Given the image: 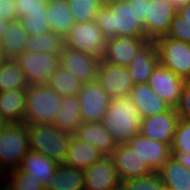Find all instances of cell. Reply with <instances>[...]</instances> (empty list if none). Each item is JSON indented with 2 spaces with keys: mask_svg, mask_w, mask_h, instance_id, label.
Here are the masks:
<instances>
[{
  "mask_svg": "<svg viewBox=\"0 0 190 190\" xmlns=\"http://www.w3.org/2000/svg\"><path fill=\"white\" fill-rule=\"evenodd\" d=\"M177 14L185 19V22L190 23V3L182 5L180 8H178Z\"/></svg>",
  "mask_w": 190,
  "mask_h": 190,
  "instance_id": "cell-45",
  "label": "cell"
},
{
  "mask_svg": "<svg viewBox=\"0 0 190 190\" xmlns=\"http://www.w3.org/2000/svg\"><path fill=\"white\" fill-rule=\"evenodd\" d=\"M111 158L121 181L144 177L153 173L128 144H120L112 152Z\"/></svg>",
  "mask_w": 190,
  "mask_h": 190,
  "instance_id": "cell-18",
  "label": "cell"
},
{
  "mask_svg": "<svg viewBox=\"0 0 190 190\" xmlns=\"http://www.w3.org/2000/svg\"><path fill=\"white\" fill-rule=\"evenodd\" d=\"M58 165L47 156L29 150L22 159L18 170L31 175L35 180L37 179L46 185L55 175Z\"/></svg>",
  "mask_w": 190,
  "mask_h": 190,
  "instance_id": "cell-21",
  "label": "cell"
},
{
  "mask_svg": "<svg viewBox=\"0 0 190 190\" xmlns=\"http://www.w3.org/2000/svg\"><path fill=\"white\" fill-rule=\"evenodd\" d=\"M81 124L82 115L78 95L63 96L62 107L56 114L52 125L57 127L61 132L68 133L72 136L76 134Z\"/></svg>",
  "mask_w": 190,
  "mask_h": 190,
  "instance_id": "cell-23",
  "label": "cell"
},
{
  "mask_svg": "<svg viewBox=\"0 0 190 190\" xmlns=\"http://www.w3.org/2000/svg\"><path fill=\"white\" fill-rule=\"evenodd\" d=\"M64 48V39L62 36L53 33L51 30L36 36L28 35L24 51L37 52L42 51L51 55H59Z\"/></svg>",
  "mask_w": 190,
  "mask_h": 190,
  "instance_id": "cell-31",
  "label": "cell"
},
{
  "mask_svg": "<svg viewBox=\"0 0 190 190\" xmlns=\"http://www.w3.org/2000/svg\"><path fill=\"white\" fill-rule=\"evenodd\" d=\"M95 22L107 39L145 37L143 23L126 0H114L110 4L102 5Z\"/></svg>",
  "mask_w": 190,
  "mask_h": 190,
  "instance_id": "cell-1",
  "label": "cell"
},
{
  "mask_svg": "<svg viewBox=\"0 0 190 190\" xmlns=\"http://www.w3.org/2000/svg\"><path fill=\"white\" fill-rule=\"evenodd\" d=\"M171 155L185 168L190 169V152L184 149H171Z\"/></svg>",
  "mask_w": 190,
  "mask_h": 190,
  "instance_id": "cell-43",
  "label": "cell"
},
{
  "mask_svg": "<svg viewBox=\"0 0 190 190\" xmlns=\"http://www.w3.org/2000/svg\"><path fill=\"white\" fill-rule=\"evenodd\" d=\"M169 190H190V169L185 168L173 156L157 172Z\"/></svg>",
  "mask_w": 190,
  "mask_h": 190,
  "instance_id": "cell-27",
  "label": "cell"
},
{
  "mask_svg": "<svg viewBox=\"0 0 190 190\" xmlns=\"http://www.w3.org/2000/svg\"><path fill=\"white\" fill-rule=\"evenodd\" d=\"M60 94L46 84L30 85L26 93L25 123L45 125L52 124L62 107Z\"/></svg>",
  "mask_w": 190,
  "mask_h": 190,
  "instance_id": "cell-3",
  "label": "cell"
},
{
  "mask_svg": "<svg viewBox=\"0 0 190 190\" xmlns=\"http://www.w3.org/2000/svg\"><path fill=\"white\" fill-rule=\"evenodd\" d=\"M132 102L137 105L142 118L154 116L171 108L158 96L149 86L148 83L135 84L130 92Z\"/></svg>",
  "mask_w": 190,
  "mask_h": 190,
  "instance_id": "cell-19",
  "label": "cell"
},
{
  "mask_svg": "<svg viewBox=\"0 0 190 190\" xmlns=\"http://www.w3.org/2000/svg\"><path fill=\"white\" fill-rule=\"evenodd\" d=\"M102 157L104 156L94 145L83 142L72 135L64 164L85 170Z\"/></svg>",
  "mask_w": 190,
  "mask_h": 190,
  "instance_id": "cell-24",
  "label": "cell"
},
{
  "mask_svg": "<svg viewBox=\"0 0 190 190\" xmlns=\"http://www.w3.org/2000/svg\"><path fill=\"white\" fill-rule=\"evenodd\" d=\"M158 63L156 46L153 42H149L127 66L134 85L148 83L153 69Z\"/></svg>",
  "mask_w": 190,
  "mask_h": 190,
  "instance_id": "cell-22",
  "label": "cell"
},
{
  "mask_svg": "<svg viewBox=\"0 0 190 190\" xmlns=\"http://www.w3.org/2000/svg\"><path fill=\"white\" fill-rule=\"evenodd\" d=\"M7 59H8V58H7V56L5 55V51H4L3 47H2V45L0 44V66H1L2 64H4Z\"/></svg>",
  "mask_w": 190,
  "mask_h": 190,
  "instance_id": "cell-49",
  "label": "cell"
},
{
  "mask_svg": "<svg viewBox=\"0 0 190 190\" xmlns=\"http://www.w3.org/2000/svg\"><path fill=\"white\" fill-rule=\"evenodd\" d=\"M114 190H123V189H122L121 186H120V187H118V188H116V189H114Z\"/></svg>",
  "mask_w": 190,
  "mask_h": 190,
  "instance_id": "cell-52",
  "label": "cell"
},
{
  "mask_svg": "<svg viewBox=\"0 0 190 190\" xmlns=\"http://www.w3.org/2000/svg\"><path fill=\"white\" fill-rule=\"evenodd\" d=\"M102 5H107L113 2L114 0H98Z\"/></svg>",
  "mask_w": 190,
  "mask_h": 190,
  "instance_id": "cell-50",
  "label": "cell"
},
{
  "mask_svg": "<svg viewBox=\"0 0 190 190\" xmlns=\"http://www.w3.org/2000/svg\"><path fill=\"white\" fill-rule=\"evenodd\" d=\"M166 37L190 43V23L185 22V19L176 14Z\"/></svg>",
  "mask_w": 190,
  "mask_h": 190,
  "instance_id": "cell-38",
  "label": "cell"
},
{
  "mask_svg": "<svg viewBox=\"0 0 190 190\" xmlns=\"http://www.w3.org/2000/svg\"><path fill=\"white\" fill-rule=\"evenodd\" d=\"M75 136L94 145L103 156H111L117 144L101 122H82Z\"/></svg>",
  "mask_w": 190,
  "mask_h": 190,
  "instance_id": "cell-20",
  "label": "cell"
},
{
  "mask_svg": "<svg viewBox=\"0 0 190 190\" xmlns=\"http://www.w3.org/2000/svg\"><path fill=\"white\" fill-rule=\"evenodd\" d=\"M184 83V79L159 63L153 69L148 81L150 88L172 109H175L179 103Z\"/></svg>",
  "mask_w": 190,
  "mask_h": 190,
  "instance_id": "cell-15",
  "label": "cell"
},
{
  "mask_svg": "<svg viewBox=\"0 0 190 190\" xmlns=\"http://www.w3.org/2000/svg\"><path fill=\"white\" fill-rule=\"evenodd\" d=\"M149 42L145 37H115L107 39L105 50L100 59L112 65L127 67Z\"/></svg>",
  "mask_w": 190,
  "mask_h": 190,
  "instance_id": "cell-10",
  "label": "cell"
},
{
  "mask_svg": "<svg viewBox=\"0 0 190 190\" xmlns=\"http://www.w3.org/2000/svg\"><path fill=\"white\" fill-rule=\"evenodd\" d=\"M10 180L18 186L20 190H45L39 180H35L34 177L27 173H22L18 169L9 171Z\"/></svg>",
  "mask_w": 190,
  "mask_h": 190,
  "instance_id": "cell-37",
  "label": "cell"
},
{
  "mask_svg": "<svg viewBox=\"0 0 190 190\" xmlns=\"http://www.w3.org/2000/svg\"><path fill=\"white\" fill-rule=\"evenodd\" d=\"M47 22L53 33L64 38L70 28L75 24L67 1L58 0L48 2Z\"/></svg>",
  "mask_w": 190,
  "mask_h": 190,
  "instance_id": "cell-28",
  "label": "cell"
},
{
  "mask_svg": "<svg viewBox=\"0 0 190 190\" xmlns=\"http://www.w3.org/2000/svg\"><path fill=\"white\" fill-rule=\"evenodd\" d=\"M96 81L111 100L130 94L134 86L126 66H116L100 61Z\"/></svg>",
  "mask_w": 190,
  "mask_h": 190,
  "instance_id": "cell-11",
  "label": "cell"
},
{
  "mask_svg": "<svg viewBox=\"0 0 190 190\" xmlns=\"http://www.w3.org/2000/svg\"><path fill=\"white\" fill-rule=\"evenodd\" d=\"M175 111L179 119L190 121V80H186L183 85L179 103Z\"/></svg>",
  "mask_w": 190,
  "mask_h": 190,
  "instance_id": "cell-40",
  "label": "cell"
},
{
  "mask_svg": "<svg viewBox=\"0 0 190 190\" xmlns=\"http://www.w3.org/2000/svg\"><path fill=\"white\" fill-rule=\"evenodd\" d=\"M15 60L21 66L29 86L45 84L59 65V55H51L42 51H23Z\"/></svg>",
  "mask_w": 190,
  "mask_h": 190,
  "instance_id": "cell-8",
  "label": "cell"
},
{
  "mask_svg": "<svg viewBox=\"0 0 190 190\" xmlns=\"http://www.w3.org/2000/svg\"><path fill=\"white\" fill-rule=\"evenodd\" d=\"M50 1H58V0H48V2H50ZM59 1H61V0H59ZM62 1H68V0H62Z\"/></svg>",
  "mask_w": 190,
  "mask_h": 190,
  "instance_id": "cell-51",
  "label": "cell"
},
{
  "mask_svg": "<svg viewBox=\"0 0 190 190\" xmlns=\"http://www.w3.org/2000/svg\"><path fill=\"white\" fill-rule=\"evenodd\" d=\"M141 115L130 94L113 99L101 119V124L111 134L117 145L127 144L139 133Z\"/></svg>",
  "mask_w": 190,
  "mask_h": 190,
  "instance_id": "cell-2",
  "label": "cell"
},
{
  "mask_svg": "<svg viewBox=\"0 0 190 190\" xmlns=\"http://www.w3.org/2000/svg\"><path fill=\"white\" fill-rule=\"evenodd\" d=\"M82 122H101L111 98L97 81L83 84L78 95Z\"/></svg>",
  "mask_w": 190,
  "mask_h": 190,
  "instance_id": "cell-12",
  "label": "cell"
},
{
  "mask_svg": "<svg viewBox=\"0 0 190 190\" xmlns=\"http://www.w3.org/2000/svg\"><path fill=\"white\" fill-rule=\"evenodd\" d=\"M127 144L145 161L152 172H158L172 156L168 143L151 140L140 133L133 136Z\"/></svg>",
  "mask_w": 190,
  "mask_h": 190,
  "instance_id": "cell-16",
  "label": "cell"
},
{
  "mask_svg": "<svg viewBox=\"0 0 190 190\" xmlns=\"http://www.w3.org/2000/svg\"><path fill=\"white\" fill-rule=\"evenodd\" d=\"M9 22L10 21L2 20L0 18V39L1 36L6 32L5 30L8 28Z\"/></svg>",
  "mask_w": 190,
  "mask_h": 190,
  "instance_id": "cell-47",
  "label": "cell"
},
{
  "mask_svg": "<svg viewBox=\"0 0 190 190\" xmlns=\"http://www.w3.org/2000/svg\"><path fill=\"white\" fill-rule=\"evenodd\" d=\"M28 86L21 66L14 58H8L0 66V92L24 89Z\"/></svg>",
  "mask_w": 190,
  "mask_h": 190,
  "instance_id": "cell-32",
  "label": "cell"
},
{
  "mask_svg": "<svg viewBox=\"0 0 190 190\" xmlns=\"http://www.w3.org/2000/svg\"><path fill=\"white\" fill-rule=\"evenodd\" d=\"M179 121L175 109L141 119L139 133L151 140L168 143L170 146Z\"/></svg>",
  "mask_w": 190,
  "mask_h": 190,
  "instance_id": "cell-17",
  "label": "cell"
},
{
  "mask_svg": "<svg viewBox=\"0 0 190 190\" xmlns=\"http://www.w3.org/2000/svg\"><path fill=\"white\" fill-rule=\"evenodd\" d=\"M19 21L28 35L36 36L50 31L49 24L47 22V11L26 13L19 18Z\"/></svg>",
  "mask_w": 190,
  "mask_h": 190,
  "instance_id": "cell-35",
  "label": "cell"
},
{
  "mask_svg": "<svg viewBox=\"0 0 190 190\" xmlns=\"http://www.w3.org/2000/svg\"><path fill=\"white\" fill-rule=\"evenodd\" d=\"M175 8H180L182 5L190 3V0H168Z\"/></svg>",
  "mask_w": 190,
  "mask_h": 190,
  "instance_id": "cell-46",
  "label": "cell"
},
{
  "mask_svg": "<svg viewBox=\"0 0 190 190\" xmlns=\"http://www.w3.org/2000/svg\"><path fill=\"white\" fill-rule=\"evenodd\" d=\"M18 12V19L26 13L47 11L48 0H14Z\"/></svg>",
  "mask_w": 190,
  "mask_h": 190,
  "instance_id": "cell-39",
  "label": "cell"
},
{
  "mask_svg": "<svg viewBox=\"0 0 190 190\" xmlns=\"http://www.w3.org/2000/svg\"><path fill=\"white\" fill-rule=\"evenodd\" d=\"M9 125V122L4 118L0 112V134Z\"/></svg>",
  "mask_w": 190,
  "mask_h": 190,
  "instance_id": "cell-48",
  "label": "cell"
},
{
  "mask_svg": "<svg viewBox=\"0 0 190 190\" xmlns=\"http://www.w3.org/2000/svg\"><path fill=\"white\" fill-rule=\"evenodd\" d=\"M5 31L1 36L0 44L7 58L15 59L24 51L26 42L28 41V33L21 25L19 19L10 21Z\"/></svg>",
  "mask_w": 190,
  "mask_h": 190,
  "instance_id": "cell-29",
  "label": "cell"
},
{
  "mask_svg": "<svg viewBox=\"0 0 190 190\" xmlns=\"http://www.w3.org/2000/svg\"><path fill=\"white\" fill-rule=\"evenodd\" d=\"M69 11L75 23L95 21L102 4L98 0H68Z\"/></svg>",
  "mask_w": 190,
  "mask_h": 190,
  "instance_id": "cell-33",
  "label": "cell"
},
{
  "mask_svg": "<svg viewBox=\"0 0 190 190\" xmlns=\"http://www.w3.org/2000/svg\"><path fill=\"white\" fill-rule=\"evenodd\" d=\"M29 149L41 153L58 164H64L71 135L52 124H28Z\"/></svg>",
  "mask_w": 190,
  "mask_h": 190,
  "instance_id": "cell-4",
  "label": "cell"
},
{
  "mask_svg": "<svg viewBox=\"0 0 190 190\" xmlns=\"http://www.w3.org/2000/svg\"><path fill=\"white\" fill-rule=\"evenodd\" d=\"M123 190H165L160 176L157 172L138 178H132L121 182Z\"/></svg>",
  "mask_w": 190,
  "mask_h": 190,
  "instance_id": "cell-34",
  "label": "cell"
},
{
  "mask_svg": "<svg viewBox=\"0 0 190 190\" xmlns=\"http://www.w3.org/2000/svg\"><path fill=\"white\" fill-rule=\"evenodd\" d=\"M0 18L6 21L18 19V12L14 0H0Z\"/></svg>",
  "mask_w": 190,
  "mask_h": 190,
  "instance_id": "cell-41",
  "label": "cell"
},
{
  "mask_svg": "<svg viewBox=\"0 0 190 190\" xmlns=\"http://www.w3.org/2000/svg\"><path fill=\"white\" fill-rule=\"evenodd\" d=\"M0 175V190H20L17 185H15L8 176ZM9 180V181H8ZM7 181V182H5Z\"/></svg>",
  "mask_w": 190,
  "mask_h": 190,
  "instance_id": "cell-44",
  "label": "cell"
},
{
  "mask_svg": "<svg viewBox=\"0 0 190 190\" xmlns=\"http://www.w3.org/2000/svg\"><path fill=\"white\" fill-rule=\"evenodd\" d=\"M45 190H84V170L59 164Z\"/></svg>",
  "mask_w": 190,
  "mask_h": 190,
  "instance_id": "cell-26",
  "label": "cell"
},
{
  "mask_svg": "<svg viewBox=\"0 0 190 190\" xmlns=\"http://www.w3.org/2000/svg\"><path fill=\"white\" fill-rule=\"evenodd\" d=\"M29 150L28 124L9 123L0 134V175L18 169Z\"/></svg>",
  "mask_w": 190,
  "mask_h": 190,
  "instance_id": "cell-5",
  "label": "cell"
},
{
  "mask_svg": "<svg viewBox=\"0 0 190 190\" xmlns=\"http://www.w3.org/2000/svg\"><path fill=\"white\" fill-rule=\"evenodd\" d=\"M177 8L168 0H150L147 10V20L143 24L145 38L154 42L167 35Z\"/></svg>",
  "mask_w": 190,
  "mask_h": 190,
  "instance_id": "cell-13",
  "label": "cell"
},
{
  "mask_svg": "<svg viewBox=\"0 0 190 190\" xmlns=\"http://www.w3.org/2000/svg\"><path fill=\"white\" fill-rule=\"evenodd\" d=\"M121 179L111 156H104L84 170V190H114Z\"/></svg>",
  "mask_w": 190,
  "mask_h": 190,
  "instance_id": "cell-14",
  "label": "cell"
},
{
  "mask_svg": "<svg viewBox=\"0 0 190 190\" xmlns=\"http://www.w3.org/2000/svg\"><path fill=\"white\" fill-rule=\"evenodd\" d=\"M64 46L101 58L107 38L95 21L75 23L64 36Z\"/></svg>",
  "mask_w": 190,
  "mask_h": 190,
  "instance_id": "cell-7",
  "label": "cell"
},
{
  "mask_svg": "<svg viewBox=\"0 0 190 190\" xmlns=\"http://www.w3.org/2000/svg\"><path fill=\"white\" fill-rule=\"evenodd\" d=\"M27 88L0 92V112L9 123L25 122Z\"/></svg>",
  "mask_w": 190,
  "mask_h": 190,
  "instance_id": "cell-25",
  "label": "cell"
},
{
  "mask_svg": "<svg viewBox=\"0 0 190 190\" xmlns=\"http://www.w3.org/2000/svg\"><path fill=\"white\" fill-rule=\"evenodd\" d=\"M153 43L157 49L159 64L185 81L190 80V43L166 36Z\"/></svg>",
  "mask_w": 190,
  "mask_h": 190,
  "instance_id": "cell-6",
  "label": "cell"
},
{
  "mask_svg": "<svg viewBox=\"0 0 190 190\" xmlns=\"http://www.w3.org/2000/svg\"><path fill=\"white\" fill-rule=\"evenodd\" d=\"M101 59L89 53L72 50L64 46L59 54V65L74 75L83 84L96 81Z\"/></svg>",
  "mask_w": 190,
  "mask_h": 190,
  "instance_id": "cell-9",
  "label": "cell"
},
{
  "mask_svg": "<svg viewBox=\"0 0 190 190\" xmlns=\"http://www.w3.org/2000/svg\"><path fill=\"white\" fill-rule=\"evenodd\" d=\"M171 149H184L190 152V121L179 119Z\"/></svg>",
  "mask_w": 190,
  "mask_h": 190,
  "instance_id": "cell-36",
  "label": "cell"
},
{
  "mask_svg": "<svg viewBox=\"0 0 190 190\" xmlns=\"http://www.w3.org/2000/svg\"><path fill=\"white\" fill-rule=\"evenodd\" d=\"M45 84L61 96L79 95L83 86L79 79L60 65L57 66Z\"/></svg>",
  "mask_w": 190,
  "mask_h": 190,
  "instance_id": "cell-30",
  "label": "cell"
},
{
  "mask_svg": "<svg viewBox=\"0 0 190 190\" xmlns=\"http://www.w3.org/2000/svg\"><path fill=\"white\" fill-rule=\"evenodd\" d=\"M131 8H133L137 18H139L140 22L143 24L147 20V10L150 0H126Z\"/></svg>",
  "mask_w": 190,
  "mask_h": 190,
  "instance_id": "cell-42",
  "label": "cell"
}]
</instances>
